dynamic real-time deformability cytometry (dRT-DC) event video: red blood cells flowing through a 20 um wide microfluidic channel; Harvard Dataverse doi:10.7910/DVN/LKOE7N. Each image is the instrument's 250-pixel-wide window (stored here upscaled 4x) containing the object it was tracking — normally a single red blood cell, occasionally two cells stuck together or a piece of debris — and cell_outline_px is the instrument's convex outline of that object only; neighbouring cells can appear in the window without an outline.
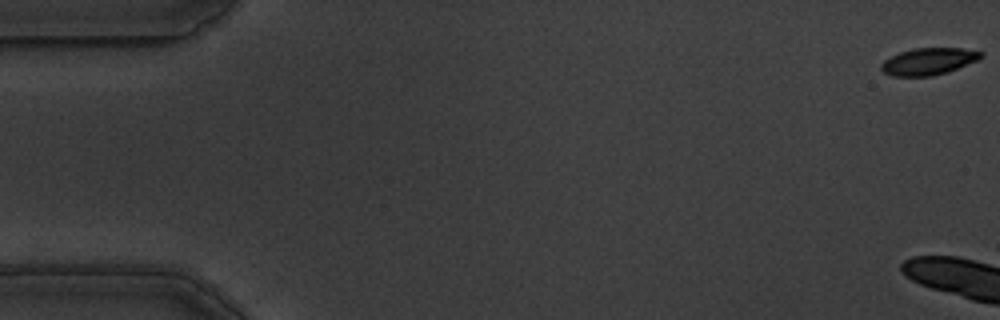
{"species": "common noctule bat (a hibernating species)", "species_latin": "Nyctalus noctula", "temperature_condition": "warm", "stored_images_in_passage": 8, "camera_frame_rate_fps": 3000, "um_per_image_px": 0.085, "animal": {"sex": "male", "body_mass_g": 19.5, "forearm_length_mm": 54.6}, "frame": {"image": 1, "passage_image": 1, "time_ms": 0.0, "image_size_px": [1000, 320], "cell_outline_px": [[984, 52], [976, 60], [948, 72], [932, 76], [892, 76], [884, 72], [880, 68], [880, 64], [884, 60], [900, 52], [912, 48], [960, 48]], "centroid_in_image_um": [78.88, 5.22], "position_along_channel_um": 6.1, "area_um2": 15.49}}